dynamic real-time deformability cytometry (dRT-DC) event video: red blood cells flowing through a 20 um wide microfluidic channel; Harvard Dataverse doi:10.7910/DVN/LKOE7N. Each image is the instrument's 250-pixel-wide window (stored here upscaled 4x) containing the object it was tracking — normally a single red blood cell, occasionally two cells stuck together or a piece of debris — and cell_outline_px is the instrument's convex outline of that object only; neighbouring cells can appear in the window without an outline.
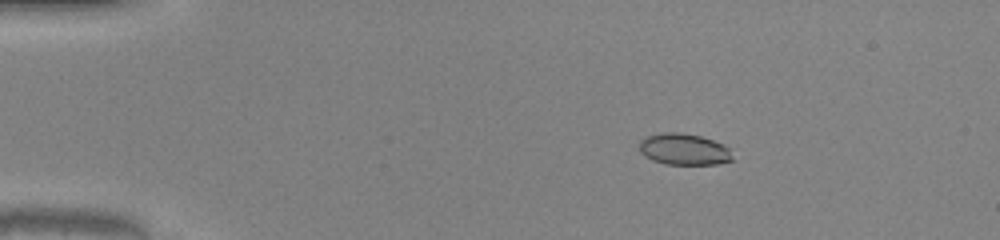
{"species": "common noctule bat (a hibernating species)", "species_latin": "Nyctalus noctula", "temperature_condition": "warm", "stored_images_in_passage": 51, "camera_frame_rate_fps": 3000, "um_per_image_px": 0.085, "animal": {"sex": "male", "body_mass_g": 20.0, "forearm_length_mm": 53.3}, "frame": {"image": 1, "passage_image": 9, "time_ms": 2.667, "image_size_px": [1000, 240], "cell_outline_px": [[732, 160], [716, 164], [664, 164], [652, 160], [644, 156], [640, 152], [640, 140], [648, 136], [664, 132], [680, 132], [700, 136], [724, 144], [728, 148], [732, 156]], "centroid_in_image_um": [58.12, 12.69], "position_along_channel_um": 26.9, "area_um2": 16.99}}
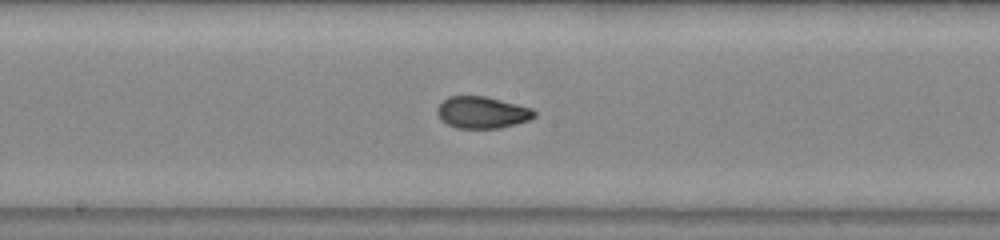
{"frame": {"image": 2, "passage_image": 28, "time_ms": 9.0, "image_size_px": [1000, 240], "cell_outline_px": [[536, 116], [528, 120], [516, 124], [500, 128], [456, 128], [448, 124], [436, 112], [436, 108], [448, 96], [484, 96], [532, 108], [536, 112]], "centroid_in_image_um": [40.99, 9.56], "position_along_channel_um": 207.2, "area_um2": 17.8}}
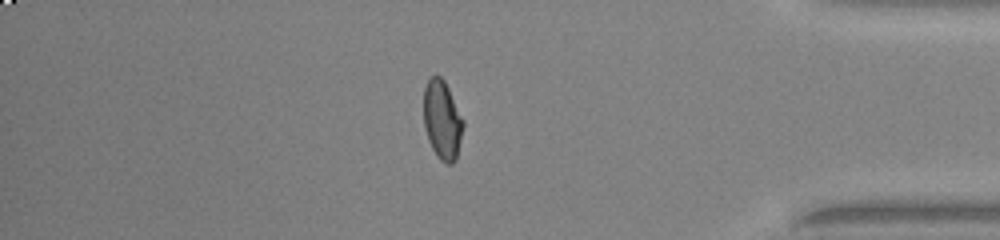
{"frame": {"image": 3, "passage_image": 44, "time_ms": 14.333, "image_size_px": [1000, 240], "cell_outline_px": [[464, 124], [456, 160], [452, 164], [444, 164], [436, 156], [428, 140], [424, 128], [424, 88], [428, 80], [432, 76], [440, 76], [444, 80], [464, 120]], "centroid_in_image_um": [37.59, 10.23], "position_along_channel_um": 397.6, "area_um2": 18.26}, "authors_computed_cell_mechanics": {"area_um2": 17.9758, "velocity_mm_per_s": 4.1126, "shape_relaxation_time_tau1_ms": 8.3454, "shape_relaxation_time_tau2_ms": 1.1146, "deformation_change_tau1": 0.2615, "deformation_change_tau2": 0.0397}}